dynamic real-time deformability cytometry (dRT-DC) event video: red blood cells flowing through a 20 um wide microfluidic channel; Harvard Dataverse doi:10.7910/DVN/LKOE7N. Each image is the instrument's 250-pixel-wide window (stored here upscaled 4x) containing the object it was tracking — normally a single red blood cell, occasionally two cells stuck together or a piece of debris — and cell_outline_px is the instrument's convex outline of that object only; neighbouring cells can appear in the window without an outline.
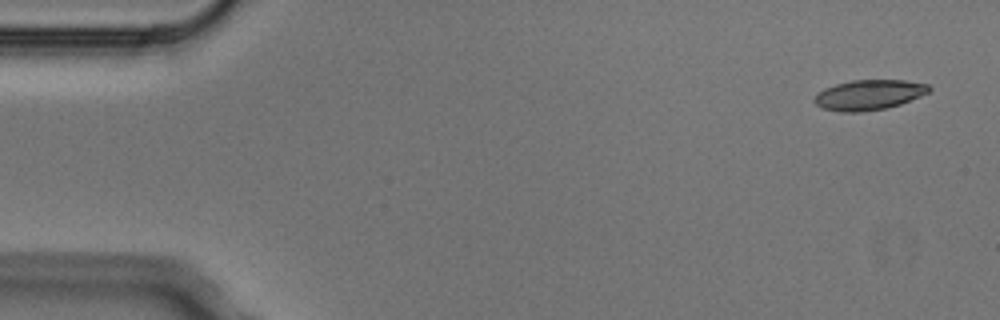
{"species": "Egyptian fruit bat (a non-hibernating species)", "species_latin": "Rousettus aegyptiacus", "temperature_condition": "cold", "stored_images_in_passage": 6, "camera_frame_rate_fps": 3000, "um_per_image_px": 0.085, "animal": {"sex": "male"}, "frame": {"image": 1, "passage_image": 1, "time_ms": 0.0, "image_size_px": [1000, 320], "cell_outline_px": [[932, 88], [928, 92], [920, 96], [900, 104], [884, 108], [860, 112], [844, 112], [824, 108], [816, 104], [812, 100], [824, 88], [836, 84], [852, 80], [904, 80], [928, 84]], "centroid_in_image_um": [73.87, 8.05], "position_along_channel_um": 11.1, "area_um2": 19.88}}
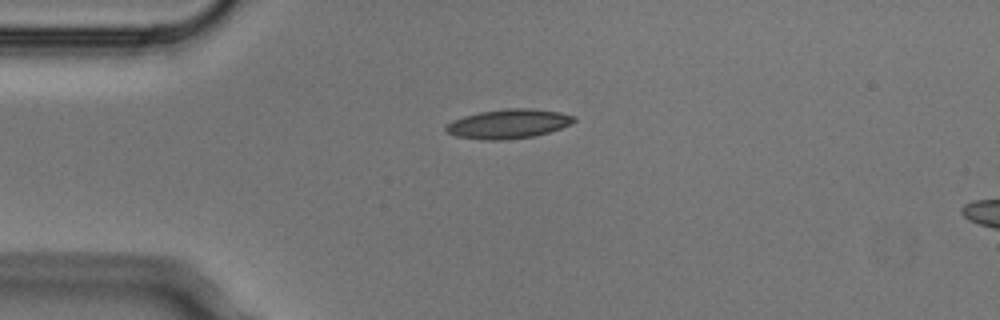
{"frame": {"image": 2, "passage_image": 3, "time_ms": 0.667, "image_size_px": [1000, 320], "cell_outline_px": [[576, 120], [572, 124], [536, 136], [504, 140], [484, 140], [456, 136], [444, 132], [444, 128], [452, 120], [464, 116], [480, 112], [508, 108], [532, 108], [560, 112], [576, 116]], "centroid_in_image_um": [43.22, 10.53], "position_along_channel_um": 41.8, "area_um2": 22.02}}
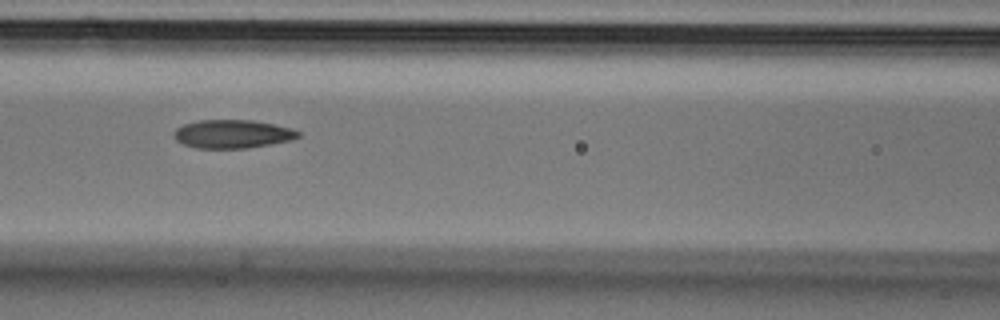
{"frame": {"image": 3, "passage_image": 6, "time_ms": 1.667, "image_size_px": [1000, 320], "cell_outline_px": [[300, 136], [292, 140], [248, 148], [196, 148], [184, 144], [176, 140], [172, 136], [172, 132], [176, 128], [184, 124], [200, 120], [252, 120], [276, 124], [292, 128], [300, 132]], "centroid_in_image_um": [19.76, 11.38], "position_along_channel_um": 146.8, "area_um2": 20.75}}